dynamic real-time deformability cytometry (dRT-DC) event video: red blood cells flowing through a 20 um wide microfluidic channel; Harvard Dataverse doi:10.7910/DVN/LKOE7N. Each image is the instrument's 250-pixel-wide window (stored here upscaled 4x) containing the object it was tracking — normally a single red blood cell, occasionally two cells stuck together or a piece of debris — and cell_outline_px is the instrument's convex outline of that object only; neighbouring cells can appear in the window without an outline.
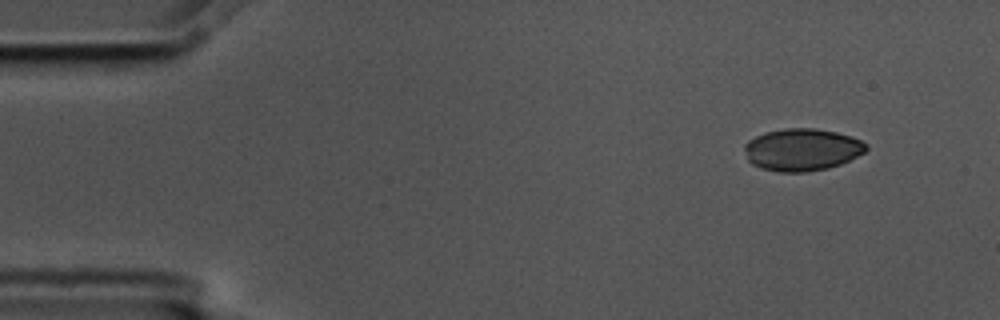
{"species": "common noctule bat (a hibernating species)", "species_latin": "Nyctalus noctula", "temperature_condition": "cold", "stored_images_in_passage": 4, "camera_frame_rate_fps": 3000, "um_per_image_px": 0.085, "animal": {"sex": "male", "body_mass_g": 17.5, "forearm_length_mm": 52.3}, "frame": {"image": 1, "passage_image": 1, "time_ms": 0.0, "image_size_px": [1000, 320], "cell_outline_px": [[868, 148], [864, 152], [840, 164], [828, 168], [808, 172], [780, 172], [760, 168], [752, 164], [748, 160], [744, 148], [744, 144], [748, 140], [764, 132], [788, 128], [816, 128], [836, 132], [852, 136], [868, 144]], "centroid_in_image_um": [68.16, 12.72], "position_along_channel_um": 16.8, "area_um2": 30.06}}
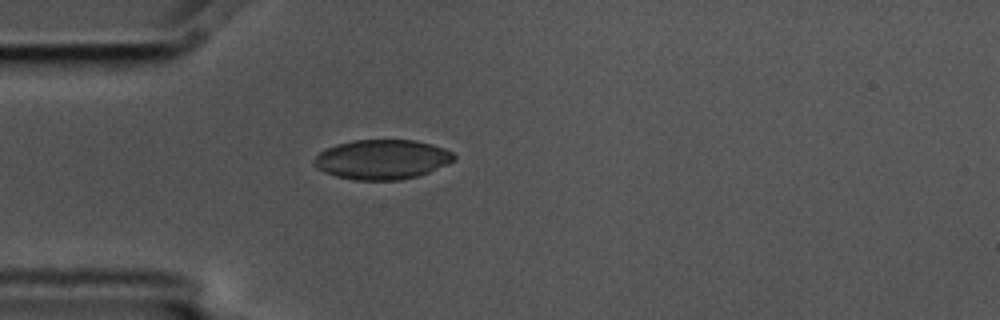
{"frame": {"image": 2, "passage_image": 4, "time_ms": 1.0, "image_size_px": [1000, 320], "cell_outline_px": [[456, 160], [448, 164], [428, 172], [416, 176], [400, 180], [356, 180], [336, 176], [324, 172], [316, 168], [316, 156], [320, 152], [336, 144], [352, 140], [416, 140], [432, 144], [444, 148], [452, 152], [456, 156]], "centroid_in_image_um": [32.51, 13.55], "position_along_channel_um": 52.5, "area_um2": 32.25}}